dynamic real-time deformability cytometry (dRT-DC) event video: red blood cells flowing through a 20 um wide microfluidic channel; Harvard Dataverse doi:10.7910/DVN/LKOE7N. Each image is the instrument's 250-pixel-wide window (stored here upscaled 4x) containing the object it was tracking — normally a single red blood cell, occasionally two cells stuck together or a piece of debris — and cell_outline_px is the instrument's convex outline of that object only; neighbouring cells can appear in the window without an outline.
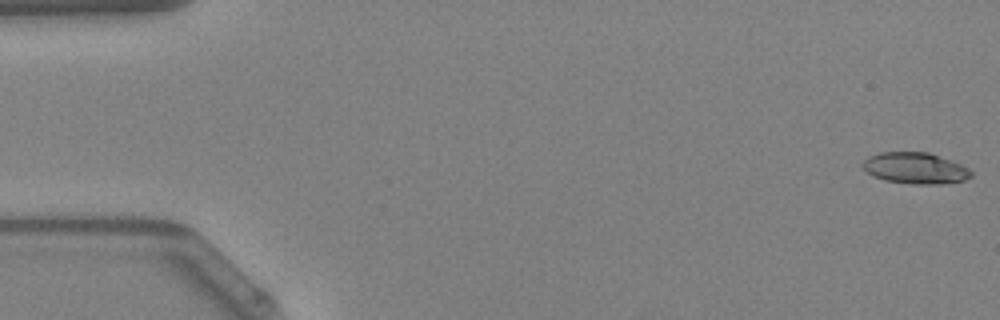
{"species": "Egyptian fruit bat (a non-hibernating species)", "species_latin": "Rousettus aegyptiacus", "temperature_condition": "warm", "stored_images_in_passage": 49, "camera_frame_rate_fps": 3000, "um_per_image_px": 0.085, "animal": {"sex": "female"}, "frame": {"image": 1, "passage_image": 1, "time_ms": 0.0, "image_size_px": [1000, 320], "cell_outline_px": [[972, 176], [964, 180], [940, 184], [912, 184], [884, 180], [872, 176], [864, 168], [864, 160], [868, 156], [880, 152], [928, 152], [952, 160], [968, 168], [972, 172]], "centroid_in_image_um": [77.81, 14.29], "position_along_channel_um": 7.2, "area_um2": 19.71}}
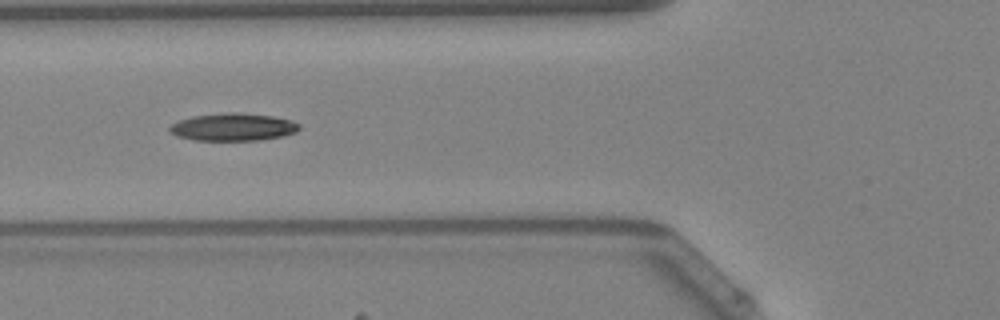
{"frame": {"image": 2, "passage_image": 19, "time_ms": 6.0, "image_size_px": [1000, 320], "cell_outline_px": [[300, 128], [296, 132], [280, 136], [260, 140], [196, 140], [176, 136], [168, 128], [172, 124], [180, 120], [192, 116], [232, 112], [240, 112], [272, 116], [292, 120], [300, 124]], "centroid_in_image_um": [19.83, 10.79], "position_along_channel_um": 106.0, "area_um2": 20.69}}
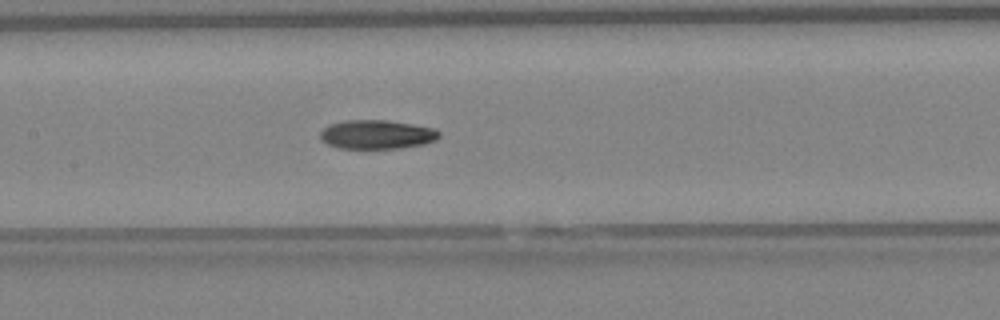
{"frame": {"image": 3, "passage_image": 24, "time_ms": 7.667, "image_size_px": [1000, 320], "cell_outline_px": [[440, 136], [436, 140], [424, 144], [396, 148], [336, 148], [320, 140], [320, 132], [328, 124], [348, 120], [388, 120], [436, 128], [440, 132]], "centroid_in_image_um": [32.03, 11.42], "position_along_channel_um": 175.4, "area_um2": 20.17}, "authors_computed_cell_mechanics": {"area_um2": 20.0566, "velocity_mm_per_s": 4.1808, "shape_relaxation_time_tau1_ms": 6.9392, "shape_relaxation_time_tau2_ms": 6.3189, "deformation_change_tau1": 0.2216, "deformation_change_tau2": 0.1339}}